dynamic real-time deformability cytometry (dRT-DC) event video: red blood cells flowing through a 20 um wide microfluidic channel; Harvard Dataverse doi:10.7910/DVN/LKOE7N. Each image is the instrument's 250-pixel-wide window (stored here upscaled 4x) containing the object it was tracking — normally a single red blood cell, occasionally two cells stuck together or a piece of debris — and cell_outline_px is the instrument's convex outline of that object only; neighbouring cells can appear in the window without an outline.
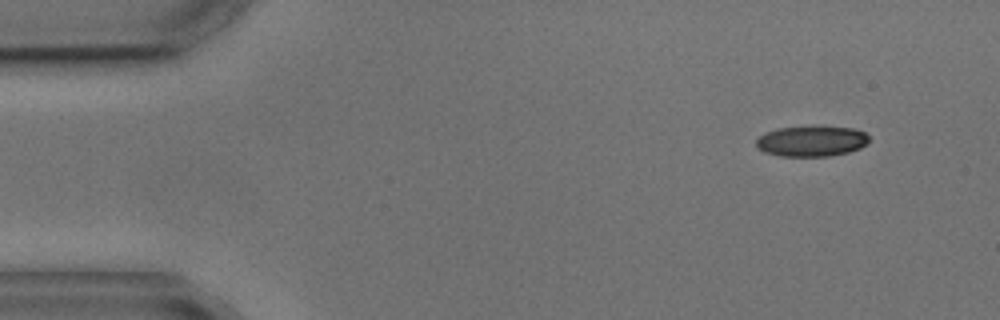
{"species": "common noctule bat (a hibernating species)", "species_latin": "Nyctalus noctula", "temperature_condition": "cold", "stored_images_in_passage": 4, "segment_of_instrument_passage": [1, 2], "camera_frame_rate_fps": 3000, "um_per_image_px": 0.085, "animal": {"sex": "male", "body_mass_g": 17.9, "forearm_length_mm": 54.2}, "frame": {"image": 1, "passage_image": 1, "time_ms": 0.0, "image_size_px": [1000, 320], "cell_outline_px": [[868, 144], [860, 148], [848, 152], [828, 156], [780, 156], [764, 152], [756, 148], [756, 140], [764, 132], [776, 128], [812, 124], [816, 124], [852, 128], [864, 132], [868, 136]], "centroid_in_image_um": [68.95, 11.95], "position_along_channel_um": 16.0, "area_um2": 20.87}}
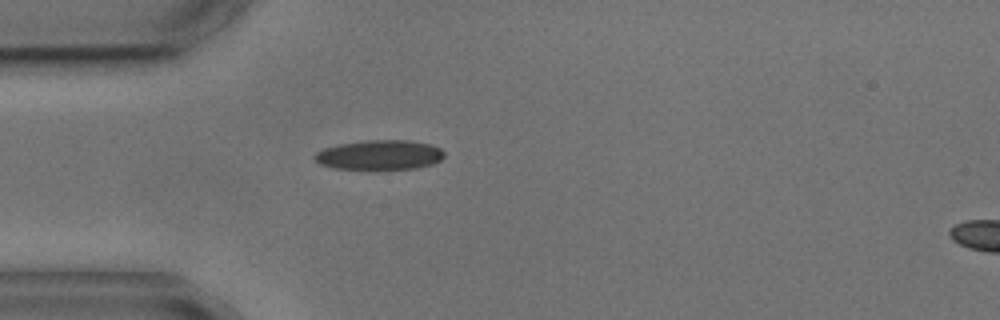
{"frame": {"image": 2, "passage_image": 3, "time_ms": 3.333, "image_size_px": [1000, 320], "cell_outline_px": [[444, 156], [440, 160], [432, 164], [416, 168], [332, 168], [320, 164], [312, 156], [316, 152], [324, 148], [340, 144], [364, 140], [408, 140], [428, 144], [440, 148], [444, 152]], "centroid_in_image_um": [32.25, 13.15], "position_along_channel_um": 52.8, "area_um2": 22.08}}